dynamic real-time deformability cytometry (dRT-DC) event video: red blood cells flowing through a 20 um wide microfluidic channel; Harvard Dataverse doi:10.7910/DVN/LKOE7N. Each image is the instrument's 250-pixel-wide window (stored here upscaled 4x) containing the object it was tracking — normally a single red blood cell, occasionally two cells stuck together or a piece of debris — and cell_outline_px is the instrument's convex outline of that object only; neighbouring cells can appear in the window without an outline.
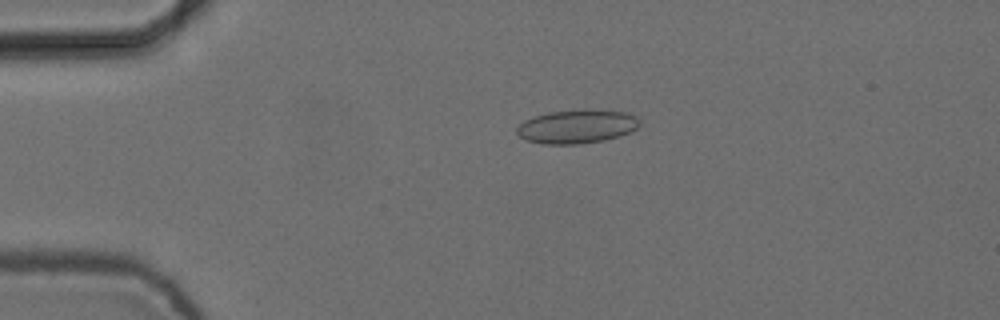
{"species": "common noctule bat (a hibernating species)", "species_latin": "Nyctalus noctula", "temperature_condition": "cold", "stored_images_in_passage": 5, "camera_frame_rate_fps": 3000, "um_per_image_px": 0.085, "animal": {"sex": "female", "body_mass_g": 24.6, "forearm_length_mm": 56.2}, "frame": {"image": 1, "passage_image": 4, "time_ms": 1.0, "image_size_px": [1000, 320], "cell_outline_px": [[640, 124], [632, 132], [620, 136], [604, 140], [580, 144], [544, 144], [524, 140], [516, 132], [516, 128], [524, 120], [548, 112], [584, 108], [588, 108], [628, 112], [636, 116], [640, 120]], "centroid_in_image_um": [49.07, 10.74], "position_along_channel_um": 35.9, "area_um2": 24.62}}